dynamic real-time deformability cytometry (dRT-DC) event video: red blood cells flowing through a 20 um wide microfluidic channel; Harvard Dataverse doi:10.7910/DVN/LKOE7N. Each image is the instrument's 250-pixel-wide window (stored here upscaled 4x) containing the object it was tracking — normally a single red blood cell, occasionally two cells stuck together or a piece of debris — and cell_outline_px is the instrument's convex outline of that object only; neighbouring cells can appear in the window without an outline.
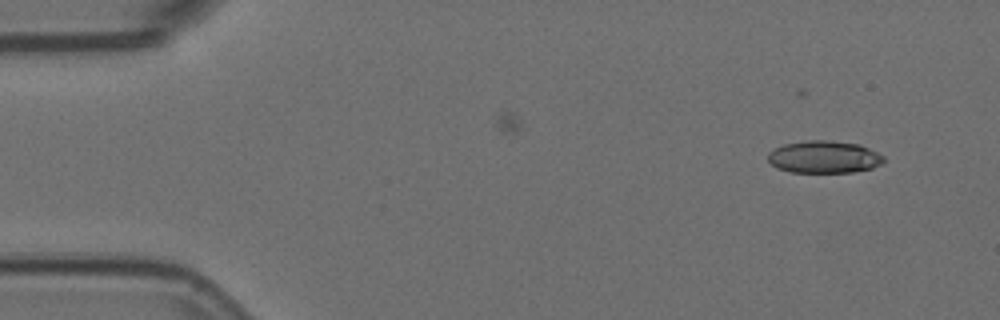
{"species": "Egyptian fruit bat (a non-hibernating species)", "species_latin": "Rousettus aegyptiacus", "temperature_condition": "room temperature", "stored_images_in_passage": 31, "camera_frame_rate_fps": 3000, "um_per_image_px": 0.085, "animal": {"sex": "female"}, "frame": {"image": 1, "passage_image": 1, "time_ms": 0.0, "image_size_px": [1000, 320], "cell_outline_px": [[884, 160], [880, 164], [872, 168], [852, 172], [792, 172], [776, 168], [768, 160], [768, 152], [784, 144], [804, 140], [828, 140], [860, 144], [884, 156]], "centroid_in_image_um": [70.03, 13.33], "position_along_channel_um": 15.0, "area_um2": 21.79}}
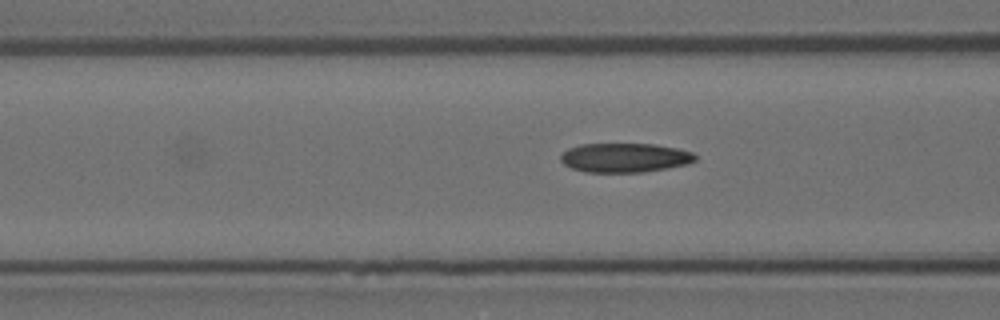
{"frame": {"image": 2, "passage_image": 18, "time_ms": 5.667, "image_size_px": [1000, 320], "cell_outline_px": [[696, 160], [688, 164], [668, 168], [644, 172], [588, 172], [572, 168], [564, 164], [560, 160], [560, 156], [568, 148], [580, 144], [652, 144], [676, 148], [692, 152], [696, 156]], "centroid_in_image_um": [53.11, 13.4], "position_along_channel_um": 113.5, "area_um2": 22.89}}
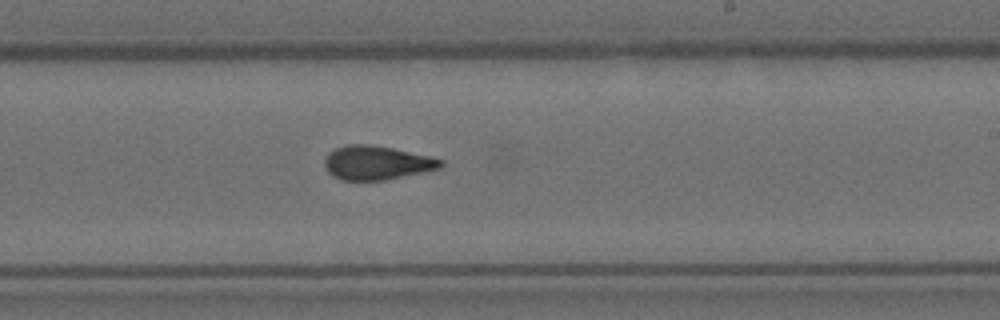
{"frame": {"image": 3, "passage_image": 30, "time_ms": 9.667, "image_size_px": [1000, 320], "cell_outline_px": [[444, 164], [440, 168], [424, 172], [384, 180], [340, 180], [332, 176], [324, 168], [324, 160], [328, 152], [336, 148], [348, 144], [368, 144], [392, 148], [432, 156], [444, 160]], "centroid_in_image_um": [32.01, 13.83], "position_along_channel_um": 257.0, "area_um2": 23.18}}